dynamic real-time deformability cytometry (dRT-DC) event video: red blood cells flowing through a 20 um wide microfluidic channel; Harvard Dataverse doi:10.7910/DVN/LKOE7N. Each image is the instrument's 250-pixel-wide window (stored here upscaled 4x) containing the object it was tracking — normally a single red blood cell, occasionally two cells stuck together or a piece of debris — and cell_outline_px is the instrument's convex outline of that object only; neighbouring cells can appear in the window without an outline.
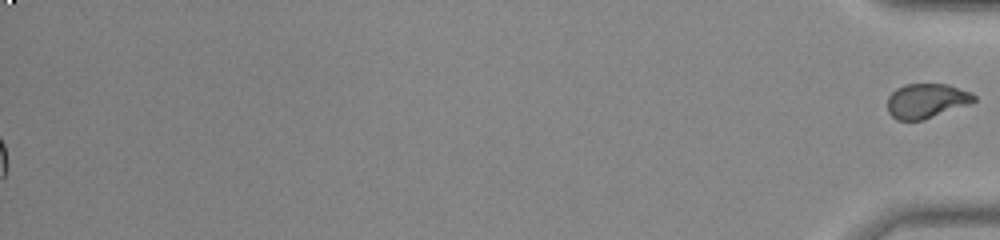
{"species": "common noctule bat (a hibernating species)", "species_latin": "Nyctalus noctula", "temperature_condition": "room temperature", "stored_images_in_passage": 53, "segment_of_instrument_passage": [2, 2], "camera_frame_rate_fps": 3000, "um_per_image_px": 0.085, "animal": {"sex": "male", "body_mass_g": 20.0, "forearm_length_mm": 53.3}, "frame": {"image": 1, "passage_image": 53, "time_ms": 17.333, "image_size_px": [1000, 240], "cell_outline_px": [[976, 100], [972, 104], [924, 120], [896, 120], [888, 112], [888, 96], [896, 88], [904, 84], [948, 84], [972, 92], [976, 96]], "centroid_in_image_um": [78.79, 8.57], "position_along_channel_um": 356.4, "area_um2": 17.8}}